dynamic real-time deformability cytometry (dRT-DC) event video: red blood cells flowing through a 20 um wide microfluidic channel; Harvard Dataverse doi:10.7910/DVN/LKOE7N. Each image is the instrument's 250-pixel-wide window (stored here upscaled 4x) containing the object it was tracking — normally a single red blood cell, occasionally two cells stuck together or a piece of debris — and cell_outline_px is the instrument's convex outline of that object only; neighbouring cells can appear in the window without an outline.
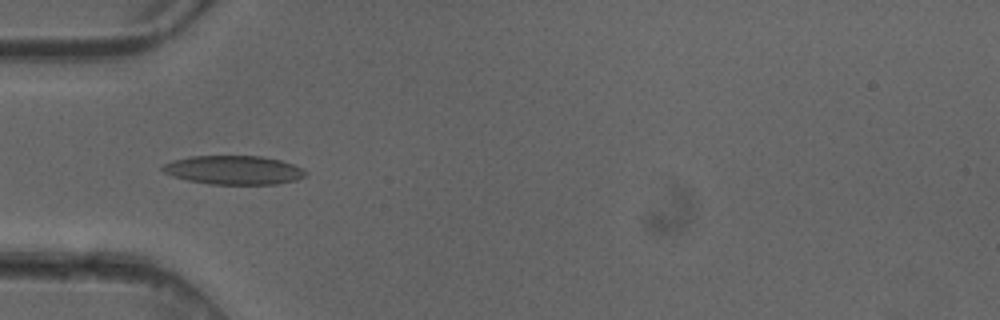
{"species": "common noctule bat (a hibernating species)", "species_latin": "Nyctalus noctula", "temperature_condition": "cold", "stored_images_in_passage": 5, "camera_frame_rate_fps": 3000, "um_per_image_px": 0.085, "animal": {"sex": "female"}, "frame": {"image": 1, "passage_image": 5, "time_ms": 1.333, "image_size_px": [1000, 320], "cell_outline_px": [[308, 176], [296, 180], [280, 184], [208, 184], [188, 180], [172, 176], [164, 172], [160, 168], [164, 164], [172, 160], [188, 156], [260, 156], [280, 160], [292, 164], [308, 172]], "centroid_in_image_um": [19.87, 14.46], "position_along_channel_um": 65.1, "area_um2": 24.16}}